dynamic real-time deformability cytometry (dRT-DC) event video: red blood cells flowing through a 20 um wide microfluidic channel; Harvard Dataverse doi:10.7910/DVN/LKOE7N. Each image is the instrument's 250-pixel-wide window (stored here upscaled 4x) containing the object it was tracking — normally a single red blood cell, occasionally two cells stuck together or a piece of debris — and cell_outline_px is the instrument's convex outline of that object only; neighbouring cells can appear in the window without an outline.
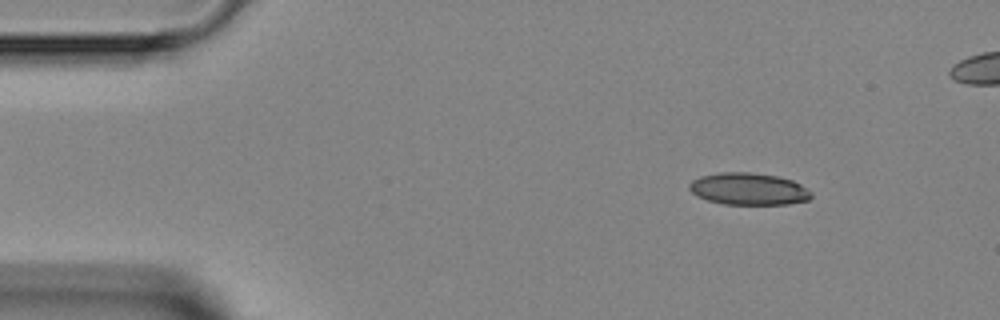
{"species": "Egyptian fruit bat (a non-hibernating species)", "species_latin": "Rousettus aegyptiacus", "temperature_condition": "room temperature", "stored_images_in_passage": 3, "camera_frame_rate_fps": 3000, "um_per_image_px": 0.085, "animal": {"sex": "female"}, "frame": {"image": 1, "passage_image": 3, "time_ms": 4.0, "image_size_px": [1000, 320], "cell_outline_px": [[812, 196], [808, 200], [788, 204], [724, 204], [708, 200], [696, 196], [688, 188], [688, 184], [692, 180], [700, 176], [720, 172], [748, 172], [776, 176], [792, 180], [800, 184], [812, 192]], "centroid_in_image_um": [63.61, 16.06], "position_along_channel_um": 21.4, "area_um2": 22.77}}